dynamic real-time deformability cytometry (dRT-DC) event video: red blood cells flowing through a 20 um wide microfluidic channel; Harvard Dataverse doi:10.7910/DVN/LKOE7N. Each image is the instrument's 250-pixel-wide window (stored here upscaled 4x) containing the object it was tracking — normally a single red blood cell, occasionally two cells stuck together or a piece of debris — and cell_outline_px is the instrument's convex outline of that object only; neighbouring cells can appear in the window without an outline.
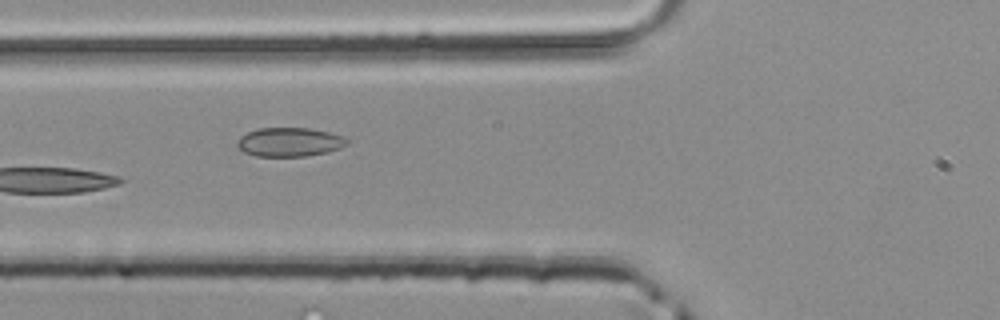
{"species": "common noctule bat (a hibernating species)", "species_latin": "Nyctalus noctula", "temperature_condition": "room temperature", "stored_images_in_passage": 4, "camera_frame_rate_fps": 3000, "um_per_image_px": 0.085, "animal": {"sex": "male", "body_mass_g": 20.4}, "frame": {"image": 1, "passage_image": 4, "time_ms": 1.0, "image_size_px": [1000, 320], "cell_outline_px": [[348, 144], [340, 148], [328, 152], [304, 156], [256, 156], [244, 152], [236, 144], [236, 140], [240, 136], [248, 132], [260, 128], [308, 128], [328, 132], [344, 136], [348, 140]], "centroid_in_image_um": [24.61, 12.07], "position_along_channel_um": 101.2, "area_um2": 18.5}}